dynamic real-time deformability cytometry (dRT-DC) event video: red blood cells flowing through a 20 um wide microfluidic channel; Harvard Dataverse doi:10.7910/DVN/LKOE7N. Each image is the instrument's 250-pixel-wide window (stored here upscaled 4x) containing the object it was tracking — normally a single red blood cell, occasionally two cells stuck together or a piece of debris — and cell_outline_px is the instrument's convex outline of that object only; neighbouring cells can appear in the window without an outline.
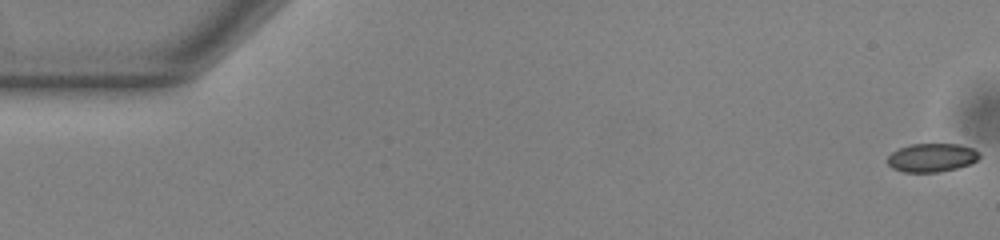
{"species": "common noctule bat (a hibernating species)", "species_latin": "Nyctalus noctula", "temperature_condition": "warm", "stored_images_in_passage": 54, "camera_frame_rate_fps": 3000, "um_per_image_px": 0.085, "animal": {"sex": "male", "body_mass_g": 13.0, "forearm_length_mm": 53.1}, "frame": {"image": 1, "passage_image": 1, "time_ms": 0.0, "image_size_px": [1000, 240], "cell_outline_px": [[980, 156], [976, 160], [968, 164], [956, 168], [940, 172], [904, 172], [892, 168], [884, 160], [892, 152], [900, 148], [912, 144], [960, 144], [972, 148], [980, 152]], "centroid_in_image_um": [79.17, 13.4], "position_along_channel_um": 5.8, "area_um2": 15.32}}
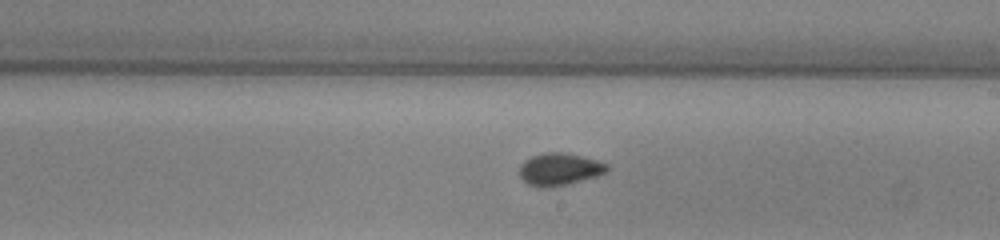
{"frame": {"image": 2, "passage_image": 31, "time_ms": 10.0, "image_size_px": [1000, 240], "cell_outline_px": [[608, 172], [596, 176], [568, 184], [544, 188], [528, 184], [520, 176], [520, 164], [524, 160], [532, 156], [544, 152], [564, 152], [596, 160], [608, 164]], "centroid_in_image_um": [47.55, 14.38], "position_along_channel_um": 241.5, "area_um2": 16.42}}
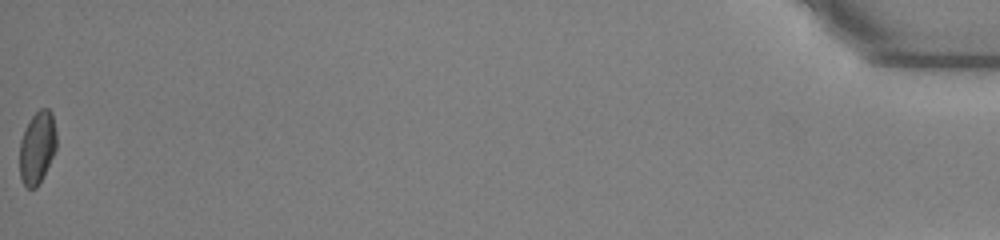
{"frame": {"image": 3, "passage_image": 54, "time_ms": 17.667, "image_size_px": [1000, 240], "cell_outline_px": [[56, 148], [44, 176], [36, 188], [28, 188], [20, 180], [20, 140], [32, 116], [40, 108], [48, 108], [52, 112], [56, 132]], "centroid_in_image_um": [3.17, 12.55], "position_along_channel_um": 432.0, "area_um2": 15.55}, "authors_computed_cell_mechanics": {"area_um2": 16.0395, "velocity_mm_per_s": 3.8756, "shape_relaxation_time_tau1_ms": 4.1595, "shape_relaxation_time_tau2_ms": 0.8591, "deformation_change_tau1": 0.0951, "deformation_change_tau2": 0.0555}}